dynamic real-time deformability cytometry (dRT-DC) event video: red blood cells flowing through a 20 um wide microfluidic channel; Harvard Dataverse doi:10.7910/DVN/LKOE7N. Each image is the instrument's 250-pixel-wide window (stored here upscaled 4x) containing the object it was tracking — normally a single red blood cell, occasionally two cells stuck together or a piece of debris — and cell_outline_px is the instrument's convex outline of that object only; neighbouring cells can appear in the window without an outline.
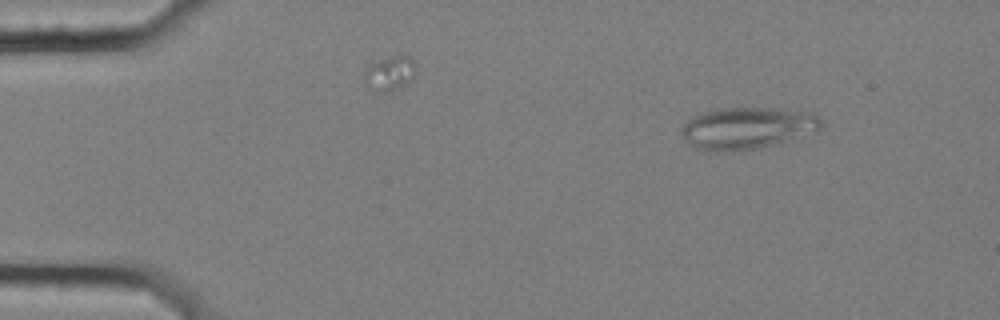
{"species": "common noctule bat (a hibernating species)", "species_latin": "Nyctalus noctula", "temperature_condition": "cold", "stored_images_in_passage": 6, "camera_frame_rate_fps": 3000, "um_per_image_px": 0.085, "animal": {"sex": "female", "body_mass_g": 25.1}, "frame": {"image": 1, "passage_image": 2, "time_ms": 0.333, "image_size_px": [1000, 320], "cell_outline_px": [[820, 128], [816, 132], [772, 144], [756, 148], [716, 152], [700, 148], [684, 140], [680, 136], [680, 128], [692, 116], [700, 112], [720, 108], [780, 108], [812, 112], [820, 120]], "centroid_in_image_um": [63.47, 10.86], "position_along_channel_um": 21.5, "area_um2": 33.81}}